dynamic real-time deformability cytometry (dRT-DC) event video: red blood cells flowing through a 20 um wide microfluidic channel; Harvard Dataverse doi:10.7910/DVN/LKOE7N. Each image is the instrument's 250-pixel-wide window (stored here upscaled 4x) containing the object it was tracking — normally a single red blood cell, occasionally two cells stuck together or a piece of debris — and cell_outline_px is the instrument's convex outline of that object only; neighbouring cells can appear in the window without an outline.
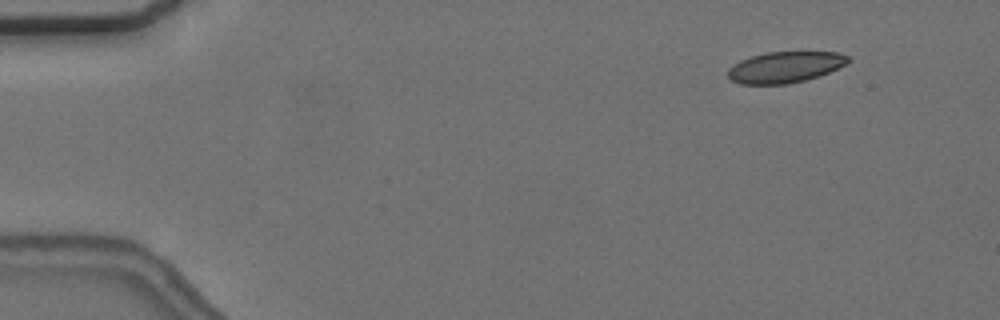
{"species": "common noctule bat (a hibernating species)", "species_latin": "Nyctalus noctula", "temperature_condition": "cold", "stored_images_in_passage": 5, "camera_frame_rate_fps": 3000, "um_per_image_px": 0.085, "animal": {"sex": "female", "body_mass_g": 24.6, "forearm_length_mm": 56.2}, "frame": {"image": 1, "passage_image": 2, "time_ms": 1.0, "image_size_px": [1000, 320], "cell_outline_px": [[852, 60], [820, 76], [788, 84], [740, 84], [732, 80], [728, 76], [728, 68], [732, 64], [740, 60], [752, 56], [768, 52], [836, 52], [848, 56]], "centroid_in_image_um": [66.7, 5.71], "position_along_channel_um": 18.3, "area_um2": 21.68}}